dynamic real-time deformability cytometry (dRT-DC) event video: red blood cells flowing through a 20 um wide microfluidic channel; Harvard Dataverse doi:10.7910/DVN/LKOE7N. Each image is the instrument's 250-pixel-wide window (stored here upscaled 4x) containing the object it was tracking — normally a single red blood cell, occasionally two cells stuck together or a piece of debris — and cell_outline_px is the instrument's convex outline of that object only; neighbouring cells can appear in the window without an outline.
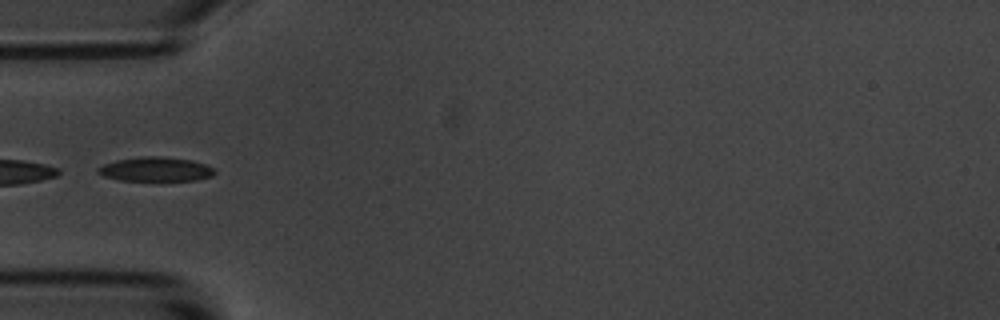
{"species": "common noctule bat (a hibernating species)", "species_latin": "Nyctalus noctula", "temperature_condition": "room temperature", "stored_images_in_passage": 6, "camera_frame_rate_fps": 3000, "um_per_image_px": 0.085, "animal": {"sex": "male", "body_mass_g": 20.1, "forearm_length_mm": 53.5}, "frame": {"image": 1, "passage_image": 5, "time_ms": 4.333, "image_size_px": [1000, 320], "cell_outline_px": [[216, 172], [212, 176], [196, 180], [120, 180], [104, 176], [96, 172], [96, 168], [104, 164], [116, 160], [144, 156], [164, 156], [192, 160], [204, 164], [212, 168]], "centroid_in_image_um": [13.21, 14.37], "position_along_channel_um": 71.8, "area_um2": 16.42}}